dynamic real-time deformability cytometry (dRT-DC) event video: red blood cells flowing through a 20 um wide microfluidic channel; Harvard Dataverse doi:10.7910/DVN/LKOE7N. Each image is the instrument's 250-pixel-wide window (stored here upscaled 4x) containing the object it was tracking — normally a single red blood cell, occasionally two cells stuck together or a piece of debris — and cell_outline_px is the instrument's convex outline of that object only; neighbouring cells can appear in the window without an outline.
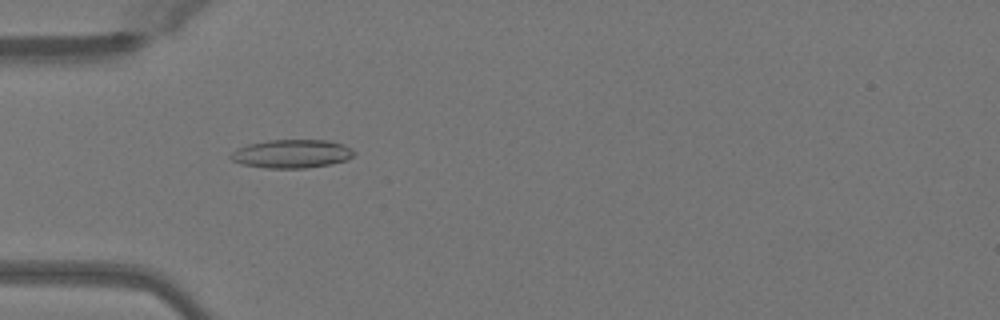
{"species": "Egyptian fruit bat (a non-hibernating species)", "species_latin": "Rousettus aegyptiacus", "temperature_condition": "warm", "stored_images_in_passage": 50, "camera_frame_rate_fps": 3000, "um_per_image_px": 0.085, "animal": {"sex": "female"}, "frame": {"image": 1, "passage_image": 16, "time_ms": 5.0, "image_size_px": [1000, 320], "cell_outline_px": [[356, 152], [352, 156], [344, 160], [332, 164], [304, 168], [264, 168], [240, 164], [232, 160], [228, 156], [232, 152], [248, 144], [268, 140], [328, 140], [344, 144], [352, 148]], "centroid_in_image_um": [24.8, 13.07], "position_along_channel_um": 60.2, "area_um2": 20.52}}
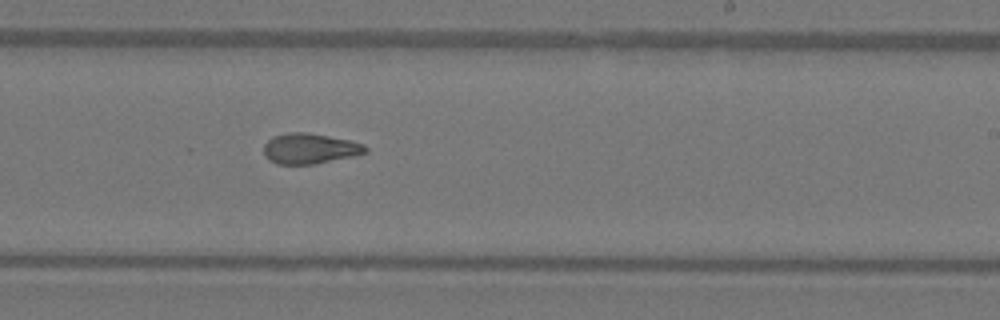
{"frame": {"image": 2, "passage_image": 31, "time_ms": 10.0, "image_size_px": [1000, 320], "cell_outline_px": [[368, 152], [352, 156], [312, 164], [276, 164], [268, 160], [264, 156], [264, 144], [272, 136], [288, 132], [308, 132], [348, 140], [364, 144], [368, 148]], "centroid_in_image_um": [26.29, 12.62], "position_along_channel_um": 262.7, "area_um2": 18.03}}
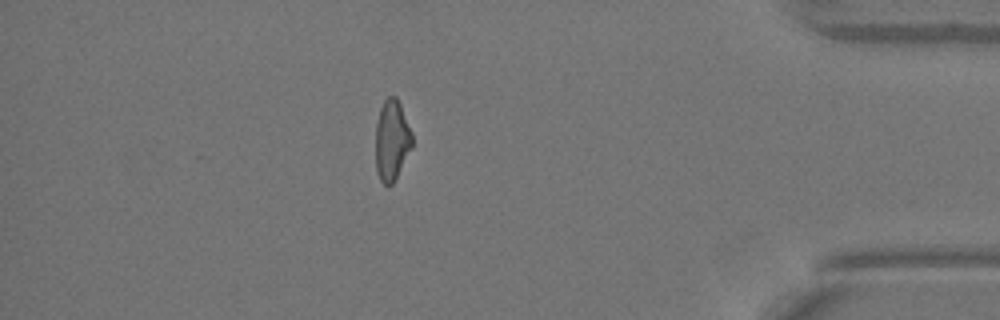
{"frame": {"image": 3, "passage_image": 44, "time_ms": 14.333, "image_size_px": [1000, 320], "cell_outline_px": [[412, 148], [392, 184], [388, 188], [380, 180], [376, 172], [376, 124], [380, 108], [384, 100], [388, 96], [396, 96], [400, 104], [412, 132]], "centroid_in_image_um": [33.3, 11.93], "position_along_channel_um": 401.9, "area_um2": 17.22}, "authors_computed_cell_mechanics": {"area_um2": 18.207, "velocity_mm_per_s": 4.1116, "shape_relaxation_time_tau1_ms": null, "shape_relaxation_time_tau2_ms": 2.1119, "deformation_change_tau1": null, "deformation_change_tau2": 0.0902}}